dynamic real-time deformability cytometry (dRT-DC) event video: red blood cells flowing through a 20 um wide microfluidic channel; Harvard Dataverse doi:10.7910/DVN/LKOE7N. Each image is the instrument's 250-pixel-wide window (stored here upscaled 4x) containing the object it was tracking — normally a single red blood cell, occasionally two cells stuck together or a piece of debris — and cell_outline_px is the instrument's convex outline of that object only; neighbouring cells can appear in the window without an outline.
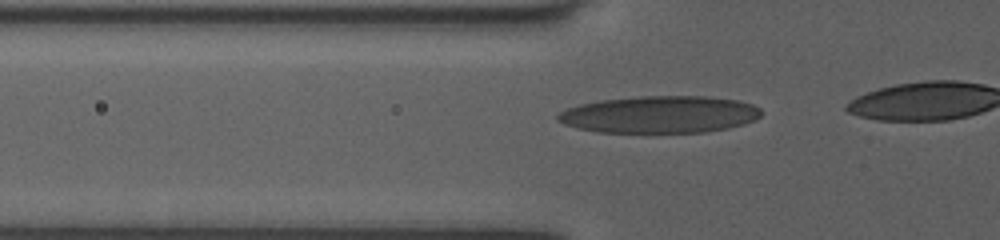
{"species": "human", "species_latin": "Homo sapiens", "temperature_condition": "room temperature", "stored_images_in_passage": 21, "camera_frame_rate_fps": 3000, "um_per_image_px": 0.085, "donor": {"sex": "female"}, "frame": {"image": 1, "passage_image": 15, "time_ms": 4.667, "image_size_px": [1000, 240], "cell_outline_px": [[760, 116], [744, 124], [728, 128], [704, 132], [600, 132], [580, 128], [564, 124], [556, 120], [556, 116], [560, 112], [568, 108], [580, 104], [600, 100], [640, 96], [708, 96], [740, 100], [752, 104], [760, 108]], "centroid_in_image_um": [56.09, 9.72], "position_along_channel_um": 69.7, "area_um2": 43.87}}
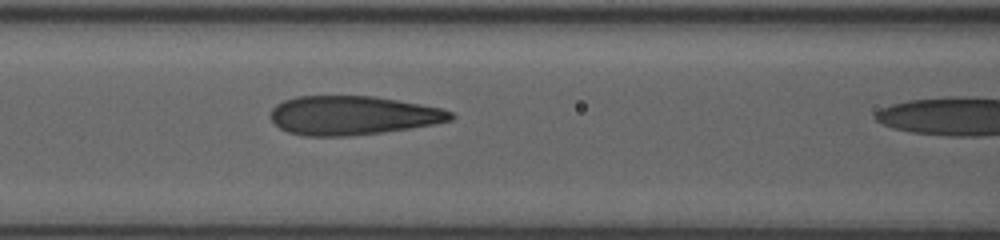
{"frame": {"image": 2, "passage_image": 20, "time_ms": 6.333, "image_size_px": [1000, 240], "cell_outline_px": [[456, 116], [452, 120], [432, 124], [408, 128], [380, 132], [348, 136], [304, 136], [288, 132], [280, 128], [272, 120], [272, 108], [276, 104], [284, 100], [296, 96], [376, 96], [420, 104], [440, 108], [452, 112]], "centroid_in_image_um": [29.97, 9.8], "position_along_channel_um": 136.6, "area_um2": 40.69}}